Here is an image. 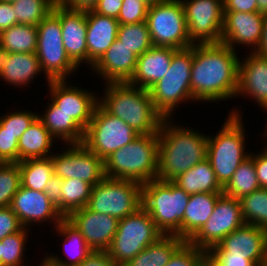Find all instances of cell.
Wrapping results in <instances>:
<instances>
[{
	"instance_id": "obj_42",
	"label": "cell",
	"mask_w": 267,
	"mask_h": 266,
	"mask_svg": "<svg viewBox=\"0 0 267 266\" xmlns=\"http://www.w3.org/2000/svg\"><path fill=\"white\" fill-rule=\"evenodd\" d=\"M208 253L185 241L165 266H205Z\"/></svg>"
},
{
	"instance_id": "obj_61",
	"label": "cell",
	"mask_w": 267,
	"mask_h": 266,
	"mask_svg": "<svg viewBox=\"0 0 267 266\" xmlns=\"http://www.w3.org/2000/svg\"><path fill=\"white\" fill-rule=\"evenodd\" d=\"M6 163L1 157H0V166Z\"/></svg>"
},
{
	"instance_id": "obj_8",
	"label": "cell",
	"mask_w": 267,
	"mask_h": 266,
	"mask_svg": "<svg viewBox=\"0 0 267 266\" xmlns=\"http://www.w3.org/2000/svg\"><path fill=\"white\" fill-rule=\"evenodd\" d=\"M162 236L164 234L148 212L140 207L135 213L118 221L117 231L106 253L117 266H124Z\"/></svg>"
},
{
	"instance_id": "obj_63",
	"label": "cell",
	"mask_w": 267,
	"mask_h": 266,
	"mask_svg": "<svg viewBox=\"0 0 267 266\" xmlns=\"http://www.w3.org/2000/svg\"><path fill=\"white\" fill-rule=\"evenodd\" d=\"M0 1L13 2L15 0H0Z\"/></svg>"
},
{
	"instance_id": "obj_13",
	"label": "cell",
	"mask_w": 267,
	"mask_h": 266,
	"mask_svg": "<svg viewBox=\"0 0 267 266\" xmlns=\"http://www.w3.org/2000/svg\"><path fill=\"white\" fill-rule=\"evenodd\" d=\"M246 223L238 199L221 194L207 222L188 240L195 247L209 251L223 238Z\"/></svg>"
},
{
	"instance_id": "obj_31",
	"label": "cell",
	"mask_w": 267,
	"mask_h": 266,
	"mask_svg": "<svg viewBox=\"0 0 267 266\" xmlns=\"http://www.w3.org/2000/svg\"><path fill=\"white\" fill-rule=\"evenodd\" d=\"M56 229L60 235L65 236L66 241L63 243V246H65L64 250L65 253L68 254L67 256L72 259L70 261H63L61 258L54 255L47 256L46 259L53 264L59 266H78L93 252L88 247V244L84 240L82 234L66 218L57 225Z\"/></svg>"
},
{
	"instance_id": "obj_48",
	"label": "cell",
	"mask_w": 267,
	"mask_h": 266,
	"mask_svg": "<svg viewBox=\"0 0 267 266\" xmlns=\"http://www.w3.org/2000/svg\"><path fill=\"white\" fill-rule=\"evenodd\" d=\"M216 266H255L246 257L229 256V254H208Z\"/></svg>"
},
{
	"instance_id": "obj_10",
	"label": "cell",
	"mask_w": 267,
	"mask_h": 266,
	"mask_svg": "<svg viewBox=\"0 0 267 266\" xmlns=\"http://www.w3.org/2000/svg\"><path fill=\"white\" fill-rule=\"evenodd\" d=\"M145 22L153 46L185 49L193 45L181 0H163L149 6Z\"/></svg>"
},
{
	"instance_id": "obj_57",
	"label": "cell",
	"mask_w": 267,
	"mask_h": 266,
	"mask_svg": "<svg viewBox=\"0 0 267 266\" xmlns=\"http://www.w3.org/2000/svg\"><path fill=\"white\" fill-rule=\"evenodd\" d=\"M258 12L267 13V0H257Z\"/></svg>"
},
{
	"instance_id": "obj_50",
	"label": "cell",
	"mask_w": 267,
	"mask_h": 266,
	"mask_svg": "<svg viewBox=\"0 0 267 266\" xmlns=\"http://www.w3.org/2000/svg\"><path fill=\"white\" fill-rule=\"evenodd\" d=\"M254 167L257 174V180L260 188H267V152L263 150L259 155H252Z\"/></svg>"
},
{
	"instance_id": "obj_51",
	"label": "cell",
	"mask_w": 267,
	"mask_h": 266,
	"mask_svg": "<svg viewBox=\"0 0 267 266\" xmlns=\"http://www.w3.org/2000/svg\"><path fill=\"white\" fill-rule=\"evenodd\" d=\"M16 24L12 2L0 1V33Z\"/></svg>"
},
{
	"instance_id": "obj_2",
	"label": "cell",
	"mask_w": 267,
	"mask_h": 266,
	"mask_svg": "<svg viewBox=\"0 0 267 266\" xmlns=\"http://www.w3.org/2000/svg\"><path fill=\"white\" fill-rule=\"evenodd\" d=\"M164 119L159 133L157 180L173 181L207 158L208 136L172 126Z\"/></svg>"
},
{
	"instance_id": "obj_26",
	"label": "cell",
	"mask_w": 267,
	"mask_h": 266,
	"mask_svg": "<svg viewBox=\"0 0 267 266\" xmlns=\"http://www.w3.org/2000/svg\"><path fill=\"white\" fill-rule=\"evenodd\" d=\"M187 194L223 193V187L217 181L215 172L206 158L179 175L172 181Z\"/></svg>"
},
{
	"instance_id": "obj_55",
	"label": "cell",
	"mask_w": 267,
	"mask_h": 266,
	"mask_svg": "<svg viewBox=\"0 0 267 266\" xmlns=\"http://www.w3.org/2000/svg\"><path fill=\"white\" fill-rule=\"evenodd\" d=\"M254 52L263 57H267V13L264 14L262 38Z\"/></svg>"
},
{
	"instance_id": "obj_30",
	"label": "cell",
	"mask_w": 267,
	"mask_h": 266,
	"mask_svg": "<svg viewBox=\"0 0 267 266\" xmlns=\"http://www.w3.org/2000/svg\"><path fill=\"white\" fill-rule=\"evenodd\" d=\"M41 71L36 53H10L4 63L0 77L11 85H28L29 81Z\"/></svg>"
},
{
	"instance_id": "obj_47",
	"label": "cell",
	"mask_w": 267,
	"mask_h": 266,
	"mask_svg": "<svg viewBox=\"0 0 267 266\" xmlns=\"http://www.w3.org/2000/svg\"><path fill=\"white\" fill-rule=\"evenodd\" d=\"M62 183L63 179L53 174L44 186V193L49 200L57 207V210L62 214Z\"/></svg>"
},
{
	"instance_id": "obj_5",
	"label": "cell",
	"mask_w": 267,
	"mask_h": 266,
	"mask_svg": "<svg viewBox=\"0 0 267 266\" xmlns=\"http://www.w3.org/2000/svg\"><path fill=\"white\" fill-rule=\"evenodd\" d=\"M190 194L172 181L151 180L142 184V207L164 235L183 239V216Z\"/></svg>"
},
{
	"instance_id": "obj_43",
	"label": "cell",
	"mask_w": 267,
	"mask_h": 266,
	"mask_svg": "<svg viewBox=\"0 0 267 266\" xmlns=\"http://www.w3.org/2000/svg\"><path fill=\"white\" fill-rule=\"evenodd\" d=\"M37 117L38 115L36 113L28 112L26 110L22 112H13L11 114L9 113L6 116L0 117L2 131L10 132L19 140L21 135Z\"/></svg>"
},
{
	"instance_id": "obj_44",
	"label": "cell",
	"mask_w": 267,
	"mask_h": 266,
	"mask_svg": "<svg viewBox=\"0 0 267 266\" xmlns=\"http://www.w3.org/2000/svg\"><path fill=\"white\" fill-rule=\"evenodd\" d=\"M149 6L143 0H123L118 16L120 24H136L146 21Z\"/></svg>"
},
{
	"instance_id": "obj_35",
	"label": "cell",
	"mask_w": 267,
	"mask_h": 266,
	"mask_svg": "<svg viewBox=\"0 0 267 266\" xmlns=\"http://www.w3.org/2000/svg\"><path fill=\"white\" fill-rule=\"evenodd\" d=\"M260 188L254 161L251 156L246 158L236 169L228 183L223 187V194L241 199Z\"/></svg>"
},
{
	"instance_id": "obj_15",
	"label": "cell",
	"mask_w": 267,
	"mask_h": 266,
	"mask_svg": "<svg viewBox=\"0 0 267 266\" xmlns=\"http://www.w3.org/2000/svg\"><path fill=\"white\" fill-rule=\"evenodd\" d=\"M71 148L52 156L53 172L65 179H80L92 187L105 178L104 161L83 143L70 144Z\"/></svg>"
},
{
	"instance_id": "obj_56",
	"label": "cell",
	"mask_w": 267,
	"mask_h": 266,
	"mask_svg": "<svg viewBox=\"0 0 267 266\" xmlns=\"http://www.w3.org/2000/svg\"><path fill=\"white\" fill-rule=\"evenodd\" d=\"M10 53L0 46V71L4 68V63L9 60Z\"/></svg>"
},
{
	"instance_id": "obj_40",
	"label": "cell",
	"mask_w": 267,
	"mask_h": 266,
	"mask_svg": "<svg viewBox=\"0 0 267 266\" xmlns=\"http://www.w3.org/2000/svg\"><path fill=\"white\" fill-rule=\"evenodd\" d=\"M27 230L19 231L1 240V266H22L23 251L26 244Z\"/></svg>"
},
{
	"instance_id": "obj_16",
	"label": "cell",
	"mask_w": 267,
	"mask_h": 266,
	"mask_svg": "<svg viewBox=\"0 0 267 266\" xmlns=\"http://www.w3.org/2000/svg\"><path fill=\"white\" fill-rule=\"evenodd\" d=\"M207 253L246 257L255 266H267V230L245 224L228 234Z\"/></svg>"
},
{
	"instance_id": "obj_14",
	"label": "cell",
	"mask_w": 267,
	"mask_h": 266,
	"mask_svg": "<svg viewBox=\"0 0 267 266\" xmlns=\"http://www.w3.org/2000/svg\"><path fill=\"white\" fill-rule=\"evenodd\" d=\"M181 3L190 42L220 43L224 24L223 0H181Z\"/></svg>"
},
{
	"instance_id": "obj_39",
	"label": "cell",
	"mask_w": 267,
	"mask_h": 266,
	"mask_svg": "<svg viewBox=\"0 0 267 266\" xmlns=\"http://www.w3.org/2000/svg\"><path fill=\"white\" fill-rule=\"evenodd\" d=\"M117 39L137 56H141L153 46L145 21L136 24H120Z\"/></svg>"
},
{
	"instance_id": "obj_3",
	"label": "cell",
	"mask_w": 267,
	"mask_h": 266,
	"mask_svg": "<svg viewBox=\"0 0 267 266\" xmlns=\"http://www.w3.org/2000/svg\"><path fill=\"white\" fill-rule=\"evenodd\" d=\"M105 84L106 93L99 104L109 114L122 119L138 134L158 133L164 117L155 109L147 89L128 82Z\"/></svg>"
},
{
	"instance_id": "obj_17",
	"label": "cell",
	"mask_w": 267,
	"mask_h": 266,
	"mask_svg": "<svg viewBox=\"0 0 267 266\" xmlns=\"http://www.w3.org/2000/svg\"><path fill=\"white\" fill-rule=\"evenodd\" d=\"M66 219L82 234L93 252H106L115 236L118 219L89 210H74Z\"/></svg>"
},
{
	"instance_id": "obj_18",
	"label": "cell",
	"mask_w": 267,
	"mask_h": 266,
	"mask_svg": "<svg viewBox=\"0 0 267 266\" xmlns=\"http://www.w3.org/2000/svg\"><path fill=\"white\" fill-rule=\"evenodd\" d=\"M52 101L84 130L99 103L96 95L81 88L67 86L66 80L48 81ZM96 97V98H95Z\"/></svg>"
},
{
	"instance_id": "obj_22",
	"label": "cell",
	"mask_w": 267,
	"mask_h": 266,
	"mask_svg": "<svg viewBox=\"0 0 267 266\" xmlns=\"http://www.w3.org/2000/svg\"><path fill=\"white\" fill-rule=\"evenodd\" d=\"M138 56L116 39L104 55L92 66L105 83L129 82L134 75Z\"/></svg>"
},
{
	"instance_id": "obj_37",
	"label": "cell",
	"mask_w": 267,
	"mask_h": 266,
	"mask_svg": "<svg viewBox=\"0 0 267 266\" xmlns=\"http://www.w3.org/2000/svg\"><path fill=\"white\" fill-rule=\"evenodd\" d=\"M57 4V0H15L12 2L18 24L37 26Z\"/></svg>"
},
{
	"instance_id": "obj_1",
	"label": "cell",
	"mask_w": 267,
	"mask_h": 266,
	"mask_svg": "<svg viewBox=\"0 0 267 266\" xmlns=\"http://www.w3.org/2000/svg\"><path fill=\"white\" fill-rule=\"evenodd\" d=\"M239 59L224 43L193 44L191 93L194 100L216 101L236 96Z\"/></svg>"
},
{
	"instance_id": "obj_21",
	"label": "cell",
	"mask_w": 267,
	"mask_h": 266,
	"mask_svg": "<svg viewBox=\"0 0 267 266\" xmlns=\"http://www.w3.org/2000/svg\"><path fill=\"white\" fill-rule=\"evenodd\" d=\"M52 12L60 19L63 45L70 60L77 67L84 61L88 64L86 12L69 10L58 3Z\"/></svg>"
},
{
	"instance_id": "obj_62",
	"label": "cell",
	"mask_w": 267,
	"mask_h": 266,
	"mask_svg": "<svg viewBox=\"0 0 267 266\" xmlns=\"http://www.w3.org/2000/svg\"><path fill=\"white\" fill-rule=\"evenodd\" d=\"M1 241H0V266H1Z\"/></svg>"
},
{
	"instance_id": "obj_38",
	"label": "cell",
	"mask_w": 267,
	"mask_h": 266,
	"mask_svg": "<svg viewBox=\"0 0 267 266\" xmlns=\"http://www.w3.org/2000/svg\"><path fill=\"white\" fill-rule=\"evenodd\" d=\"M92 186L80 179H65L62 183V216L66 218L71 212L86 207Z\"/></svg>"
},
{
	"instance_id": "obj_32",
	"label": "cell",
	"mask_w": 267,
	"mask_h": 266,
	"mask_svg": "<svg viewBox=\"0 0 267 266\" xmlns=\"http://www.w3.org/2000/svg\"><path fill=\"white\" fill-rule=\"evenodd\" d=\"M185 242L176 235H164L148 245L124 266H165L173 253Z\"/></svg>"
},
{
	"instance_id": "obj_9",
	"label": "cell",
	"mask_w": 267,
	"mask_h": 266,
	"mask_svg": "<svg viewBox=\"0 0 267 266\" xmlns=\"http://www.w3.org/2000/svg\"><path fill=\"white\" fill-rule=\"evenodd\" d=\"M86 207L123 219L142 207V185L136 181L105 177L92 187Z\"/></svg>"
},
{
	"instance_id": "obj_29",
	"label": "cell",
	"mask_w": 267,
	"mask_h": 266,
	"mask_svg": "<svg viewBox=\"0 0 267 266\" xmlns=\"http://www.w3.org/2000/svg\"><path fill=\"white\" fill-rule=\"evenodd\" d=\"M45 113L42 116L38 115V118L53 137L61 138L67 144L83 143L85 130L68 114L58 110V106L53 101Z\"/></svg>"
},
{
	"instance_id": "obj_19",
	"label": "cell",
	"mask_w": 267,
	"mask_h": 266,
	"mask_svg": "<svg viewBox=\"0 0 267 266\" xmlns=\"http://www.w3.org/2000/svg\"><path fill=\"white\" fill-rule=\"evenodd\" d=\"M264 14L260 12L224 11V24L220 42L232 50L234 44L251 45L256 51L263 32Z\"/></svg>"
},
{
	"instance_id": "obj_54",
	"label": "cell",
	"mask_w": 267,
	"mask_h": 266,
	"mask_svg": "<svg viewBox=\"0 0 267 266\" xmlns=\"http://www.w3.org/2000/svg\"><path fill=\"white\" fill-rule=\"evenodd\" d=\"M78 266H117L106 252H92Z\"/></svg>"
},
{
	"instance_id": "obj_6",
	"label": "cell",
	"mask_w": 267,
	"mask_h": 266,
	"mask_svg": "<svg viewBox=\"0 0 267 266\" xmlns=\"http://www.w3.org/2000/svg\"><path fill=\"white\" fill-rule=\"evenodd\" d=\"M215 137L208 136L207 159L217 181L224 187L239 165L250 156L244 152V127L241 115L234 110Z\"/></svg>"
},
{
	"instance_id": "obj_60",
	"label": "cell",
	"mask_w": 267,
	"mask_h": 266,
	"mask_svg": "<svg viewBox=\"0 0 267 266\" xmlns=\"http://www.w3.org/2000/svg\"><path fill=\"white\" fill-rule=\"evenodd\" d=\"M205 266H216V265L208 258Z\"/></svg>"
},
{
	"instance_id": "obj_27",
	"label": "cell",
	"mask_w": 267,
	"mask_h": 266,
	"mask_svg": "<svg viewBox=\"0 0 267 266\" xmlns=\"http://www.w3.org/2000/svg\"><path fill=\"white\" fill-rule=\"evenodd\" d=\"M53 138L37 117L18 140V162L50 157Z\"/></svg>"
},
{
	"instance_id": "obj_36",
	"label": "cell",
	"mask_w": 267,
	"mask_h": 266,
	"mask_svg": "<svg viewBox=\"0 0 267 266\" xmlns=\"http://www.w3.org/2000/svg\"><path fill=\"white\" fill-rule=\"evenodd\" d=\"M239 201L244 222L267 230V188H258Z\"/></svg>"
},
{
	"instance_id": "obj_49",
	"label": "cell",
	"mask_w": 267,
	"mask_h": 266,
	"mask_svg": "<svg viewBox=\"0 0 267 266\" xmlns=\"http://www.w3.org/2000/svg\"><path fill=\"white\" fill-rule=\"evenodd\" d=\"M123 0H99L93 9L97 14L118 19Z\"/></svg>"
},
{
	"instance_id": "obj_25",
	"label": "cell",
	"mask_w": 267,
	"mask_h": 266,
	"mask_svg": "<svg viewBox=\"0 0 267 266\" xmlns=\"http://www.w3.org/2000/svg\"><path fill=\"white\" fill-rule=\"evenodd\" d=\"M176 50L152 46L144 54L138 56L134 75L128 83L147 90L151 88L167 74Z\"/></svg>"
},
{
	"instance_id": "obj_58",
	"label": "cell",
	"mask_w": 267,
	"mask_h": 266,
	"mask_svg": "<svg viewBox=\"0 0 267 266\" xmlns=\"http://www.w3.org/2000/svg\"><path fill=\"white\" fill-rule=\"evenodd\" d=\"M148 6L158 4L159 2H162L163 0H143Z\"/></svg>"
},
{
	"instance_id": "obj_59",
	"label": "cell",
	"mask_w": 267,
	"mask_h": 266,
	"mask_svg": "<svg viewBox=\"0 0 267 266\" xmlns=\"http://www.w3.org/2000/svg\"><path fill=\"white\" fill-rule=\"evenodd\" d=\"M41 266H59L56 264H53L52 262H50L49 260H47L46 258L43 260V263L41 264Z\"/></svg>"
},
{
	"instance_id": "obj_45",
	"label": "cell",
	"mask_w": 267,
	"mask_h": 266,
	"mask_svg": "<svg viewBox=\"0 0 267 266\" xmlns=\"http://www.w3.org/2000/svg\"><path fill=\"white\" fill-rule=\"evenodd\" d=\"M0 157L6 163H18V139L0 124Z\"/></svg>"
},
{
	"instance_id": "obj_28",
	"label": "cell",
	"mask_w": 267,
	"mask_h": 266,
	"mask_svg": "<svg viewBox=\"0 0 267 266\" xmlns=\"http://www.w3.org/2000/svg\"><path fill=\"white\" fill-rule=\"evenodd\" d=\"M221 194L223 193L190 195L183 216V239L185 241H188L207 222Z\"/></svg>"
},
{
	"instance_id": "obj_33",
	"label": "cell",
	"mask_w": 267,
	"mask_h": 266,
	"mask_svg": "<svg viewBox=\"0 0 267 266\" xmlns=\"http://www.w3.org/2000/svg\"><path fill=\"white\" fill-rule=\"evenodd\" d=\"M37 37V26L16 24L0 33V46L9 53H35Z\"/></svg>"
},
{
	"instance_id": "obj_7",
	"label": "cell",
	"mask_w": 267,
	"mask_h": 266,
	"mask_svg": "<svg viewBox=\"0 0 267 266\" xmlns=\"http://www.w3.org/2000/svg\"><path fill=\"white\" fill-rule=\"evenodd\" d=\"M192 62L193 45L177 49L167 74L148 89L152 104L164 119L169 120L181 101L193 100L190 86Z\"/></svg>"
},
{
	"instance_id": "obj_11",
	"label": "cell",
	"mask_w": 267,
	"mask_h": 266,
	"mask_svg": "<svg viewBox=\"0 0 267 266\" xmlns=\"http://www.w3.org/2000/svg\"><path fill=\"white\" fill-rule=\"evenodd\" d=\"M37 47L41 72L44 70L47 81L66 80L77 66L68 57L62 39L60 19L51 12L38 25Z\"/></svg>"
},
{
	"instance_id": "obj_52",
	"label": "cell",
	"mask_w": 267,
	"mask_h": 266,
	"mask_svg": "<svg viewBox=\"0 0 267 266\" xmlns=\"http://www.w3.org/2000/svg\"><path fill=\"white\" fill-rule=\"evenodd\" d=\"M224 11L258 12L257 0H223Z\"/></svg>"
},
{
	"instance_id": "obj_53",
	"label": "cell",
	"mask_w": 267,
	"mask_h": 266,
	"mask_svg": "<svg viewBox=\"0 0 267 266\" xmlns=\"http://www.w3.org/2000/svg\"><path fill=\"white\" fill-rule=\"evenodd\" d=\"M99 0H57L60 6L73 11H90L93 10Z\"/></svg>"
},
{
	"instance_id": "obj_46",
	"label": "cell",
	"mask_w": 267,
	"mask_h": 266,
	"mask_svg": "<svg viewBox=\"0 0 267 266\" xmlns=\"http://www.w3.org/2000/svg\"><path fill=\"white\" fill-rule=\"evenodd\" d=\"M21 228L17 215L10 207L0 208V241Z\"/></svg>"
},
{
	"instance_id": "obj_23",
	"label": "cell",
	"mask_w": 267,
	"mask_h": 266,
	"mask_svg": "<svg viewBox=\"0 0 267 266\" xmlns=\"http://www.w3.org/2000/svg\"><path fill=\"white\" fill-rule=\"evenodd\" d=\"M252 52L244 63L239 61L236 95L243 93L245 96H250L265 109L267 107V57Z\"/></svg>"
},
{
	"instance_id": "obj_34",
	"label": "cell",
	"mask_w": 267,
	"mask_h": 266,
	"mask_svg": "<svg viewBox=\"0 0 267 266\" xmlns=\"http://www.w3.org/2000/svg\"><path fill=\"white\" fill-rule=\"evenodd\" d=\"M21 186L44 192V186L53 176L52 155L47 158L27 159L18 162Z\"/></svg>"
},
{
	"instance_id": "obj_4",
	"label": "cell",
	"mask_w": 267,
	"mask_h": 266,
	"mask_svg": "<svg viewBox=\"0 0 267 266\" xmlns=\"http://www.w3.org/2000/svg\"><path fill=\"white\" fill-rule=\"evenodd\" d=\"M159 133L139 134L104 160L105 177L141 185L157 177Z\"/></svg>"
},
{
	"instance_id": "obj_24",
	"label": "cell",
	"mask_w": 267,
	"mask_h": 266,
	"mask_svg": "<svg viewBox=\"0 0 267 266\" xmlns=\"http://www.w3.org/2000/svg\"><path fill=\"white\" fill-rule=\"evenodd\" d=\"M86 44L88 63L93 66L117 39L120 23L117 19L86 11Z\"/></svg>"
},
{
	"instance_id": "obj_20",
	"label": "cell",
	"mask_w": 267,
	"mask_h": 266,
	"mask_svg": "<svg viewBox=\"0 0 267 266\" xmlns=\"http://www.w3.org/2000/svg\"><path fill=\"white\" fill-rule=\"evenodd\" d=\"M10 208L17 215L22 227L27 228L29 223L54 220L55 226L64 219L57 207L49 200L44 192L20 186L13 196Z\"/></svg>"
},
{
	"instance_id": "obj_12",
	"label": "cell",
	"mask_w": 267,
	"mask_h": 266,
	"mask_svg": "<svg viewBox=\"0 0 267 266\" xmlns=\"http://www.w3.org/2000/svg\"><path fill=\"white\" fill-rule=\"evenodd\" d=\"M138 135L122 119L109 114L98 103L85 130L83 144L104 161Z\"/></svg>"
},
{
	"instance_id": "obj_41",
	"label": "cell",
	"mask_w": 267,
	"mask_h": 266,
	"mask_svg": "<svg viewBox=\"0 0 267 266\" xmlns=\"http://www.w3.org/2000/svg\"><path fill=\"white\" fill-rule=\"evenodd\" d=\"M21 186L18 163H4L0 166V208L10 207L13 196Z\"/></svg>"
}]
</instances>
